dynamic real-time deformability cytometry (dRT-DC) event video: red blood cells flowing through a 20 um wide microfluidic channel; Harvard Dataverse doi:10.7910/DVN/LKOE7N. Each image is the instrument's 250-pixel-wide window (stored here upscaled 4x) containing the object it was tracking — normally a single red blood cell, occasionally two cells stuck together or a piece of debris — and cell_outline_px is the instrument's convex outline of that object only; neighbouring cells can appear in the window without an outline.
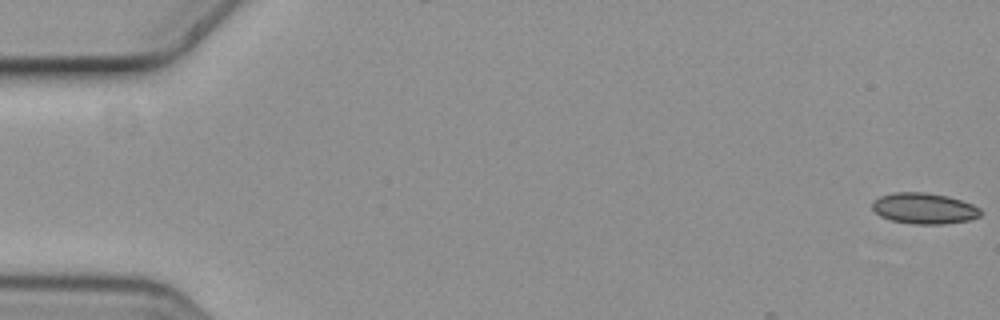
{"species": "common noctule bat (a hibernating species)", "species_latin": "Nyctalus noctula", "temperature_condition": "cold", "stored_images_in_passage": 5, "segment_of_instrument_passage": [2, 2], "camera_frame_rate_fps": 3000, "um_per_image_px": 0.085, "animal": {"sex": "female", "body_mass_g": 19.3, "forearm_length_mm": 54.1}, "frame": {"image": 1, "passage_image": 5, "time_ms": 1.333, "image_size_px": [1000, 320], "cell_outline_px": [[984, 212], [980, 216], [968, 220], [944, 224], [912, 224], [892, 220], [880, 216], [872, 208], [872, 200], [880, 196], [896, 192], [924, 192], [948, 196], [972, 204], [980, 208]], "centroid_in_image_um": [78.56, 17.71], "position_along_channel_um": 6.4, "area_um2": 19.59}}